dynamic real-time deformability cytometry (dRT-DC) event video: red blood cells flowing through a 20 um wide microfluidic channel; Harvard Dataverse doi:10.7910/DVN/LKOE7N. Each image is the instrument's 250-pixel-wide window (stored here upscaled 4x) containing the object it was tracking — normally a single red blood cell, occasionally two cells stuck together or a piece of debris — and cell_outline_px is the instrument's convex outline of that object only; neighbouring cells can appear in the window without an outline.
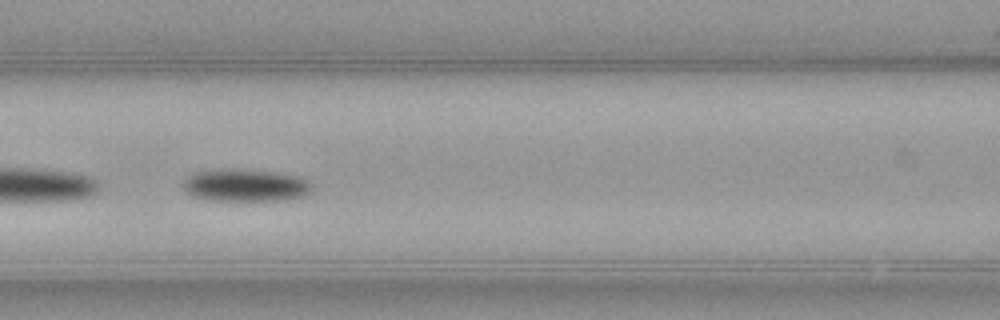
{"species": "common noctule bat (a hibernating species)", "species_latin": "Nyctalus noctula", "temperature_condition": "warm", "stored_images_in_passage": 52, "camera_frame_rate_fps": 3000, "um_per_image_px": 0.085, "animal": {"sex": "female", "body_mass_g": 21.9}, "frame": {"image": 1, "passage_image": 23, "time_ms": 7.333, "image_size_px": [1000, 320], "cell_outline_px": [[312, 188], [304, 196], [288, 200], [204, 200], [192, 196], [180, 184], [188, 176], [196, 172], [228, 168], [276, 172], [300, 176], [308, 180], [312, 184]], "centroid_in_image_um": [20.86, 15.75], "position_along_channel_um": 145.7, "area_um2": 24.57}}
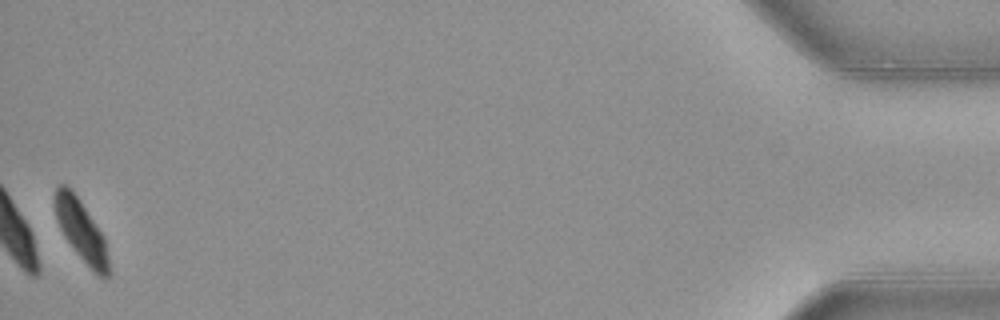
{"frame": {"image": 2, "passage_image": 52, "time_ms": 17.0, "image_size_px": [1000, 320], "cell_outline_px": [[108, 276], [100, 276], [76, 252], [64, 236], [60, 228], [56, 216], [56, 184], [64, 184], [72, 188], [104, 236], [108, 256]], "centroid_in_image_um": [6.89, 19.53], "position_along_channel_um": 428.3, "area_um2": 18.5}, "authors_computed_cell_mechanics": {"area_um2": 24.9985, "velocity_mm_per_s": 3.9374, "shape_relaxation_time_tau1_ms": 3.0347, "shape_relaxation_time_tau2_ms": null, "deformation_change_tau1": 0.1086, "deformation_change_tau2": null}}